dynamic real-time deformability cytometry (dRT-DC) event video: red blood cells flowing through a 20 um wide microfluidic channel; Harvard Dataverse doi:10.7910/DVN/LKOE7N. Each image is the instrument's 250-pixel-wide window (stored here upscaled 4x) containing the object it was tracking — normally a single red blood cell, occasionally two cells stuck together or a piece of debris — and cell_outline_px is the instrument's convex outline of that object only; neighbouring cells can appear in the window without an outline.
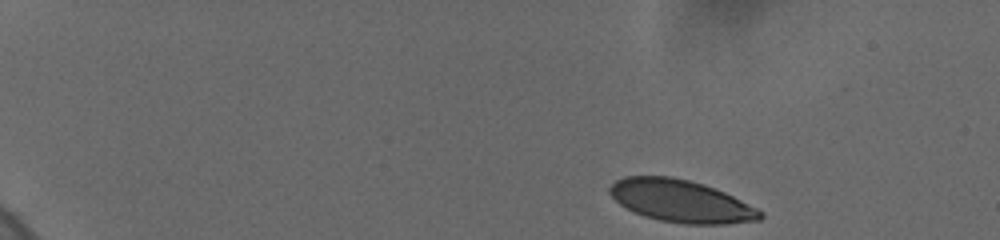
{"species": "human", "species_latin": "Homo sapiens", "temperature_condition": "cold", "stored_images_in_passage": 52, "camera_frame_rate_fps": 3000, "um_per_image_px": 0.085, "donor": {"sex": "female"}, "frame": {"image": 1, "passage_image": 1, "time_ms": 0.0, "image_size_px": [1000, 240], "cell_outline_px": [[764, 216], [760, 220], [728, 224], [684, 224], [660, 220], [644, 216], [620, 204], [608, 192], [608, 188], [616, 180], [624, 176], [672, 176], [704, 184], [724, 192], [764, 212]], "centroid_in_image_um": [57.89, 17.09], "position_along_channel_um": 27.1, "area_um2": 36.99}}
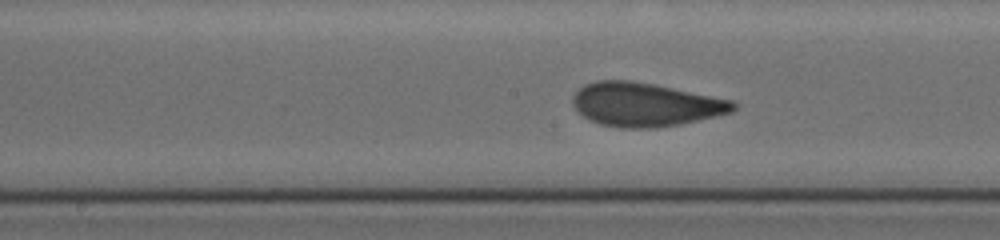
{"frame": {"image": 2, "passage_image": 28, "time_ms": 8.0, "image_size_px": [1000, 240], "cell_outline_px": [[736, 108], [732, 112], [716, 116], [680, 124], [656, 128], [620, 128], [600, 124], [588, 120], [572, 104], [572, 96], [584, 84], [596, 80], [632, 80], [732, 100], [736, 104]], "centroid_in_image_um": [54.82, 8.89], "position_along_channel_um": 193.4, "area_um2": 40.75}}
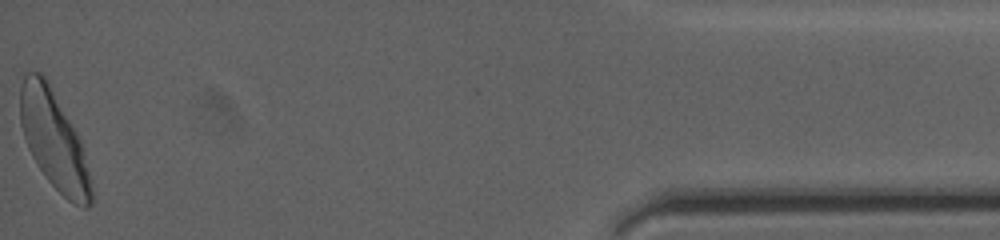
{"frame": {"image": 3, "passage_image": 52, "time_ms": 16.333, "image_size_px": [1000, 240], "cell_outline_px": [[92, 204], [88, 208], [84, 208], [72, 204], [48, 180], [36, 164], [28, 148], [20, 124], [20, 88], [24, 76], [28, 72], [40, 72], [48, 80], [76, 132], [80, 140], [92, 188]], "centroid_in_image_um": [4.56, 11.92], "position_along_channel_um": 430.6, "area_um2": 40.17}, "authors_computed_cell_mechanics": {"area_um2": 39.3618, "velocity_mm_per_s": 3.6695, "shape_relaxation_time_tau1_ms": 4.3783, "shape_relaxation_time_tau2_ms": null, "deformation_change_tau1": 0.1519, "deformation_change_tau2": null}}